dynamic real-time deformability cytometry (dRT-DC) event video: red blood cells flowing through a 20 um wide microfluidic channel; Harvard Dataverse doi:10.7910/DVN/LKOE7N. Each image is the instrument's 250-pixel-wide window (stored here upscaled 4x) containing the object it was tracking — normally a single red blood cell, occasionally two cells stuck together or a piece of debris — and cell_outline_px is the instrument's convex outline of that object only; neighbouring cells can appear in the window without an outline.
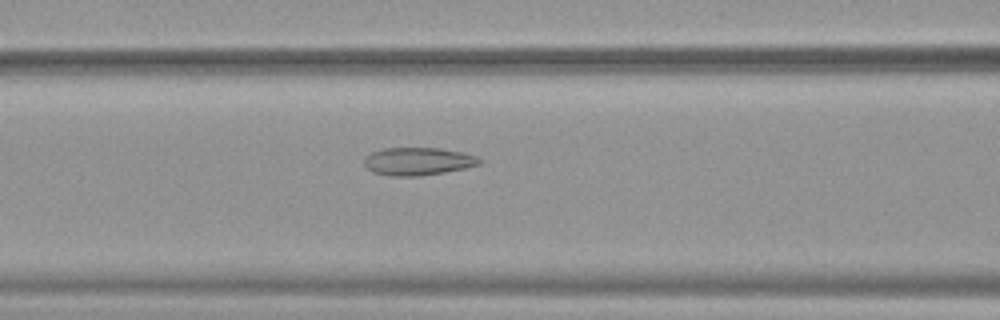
{"species": "common noctule bat (a hibernating species)", "species_latin": "Nyctalus noctula", "temperature_condition": "warm", "stored_images_in_passage": 52, "camera_frame_rate_fps": 3000, "um_per_image_px": 0.085, "animal": {"sex": "female", "body_mass_g": 19.9}, "frame": {"image": 1, "passage_image": 22, "time_ms": 7.0, "image_size_px": [1000, 320], "cell_outline_px": [[484, 160], [480, 164], [464, 168], [444, 172], [420, 176], [388, 176], [372, 172], [364, 164], [364, 160], [372, 152], [384, 148], [440, 148], [464, 152], [476, 156]], "centroid_in_image_um": [35.55, 13.71], "position_along_channel_um": 131.0, "area_um2": 18.73}}
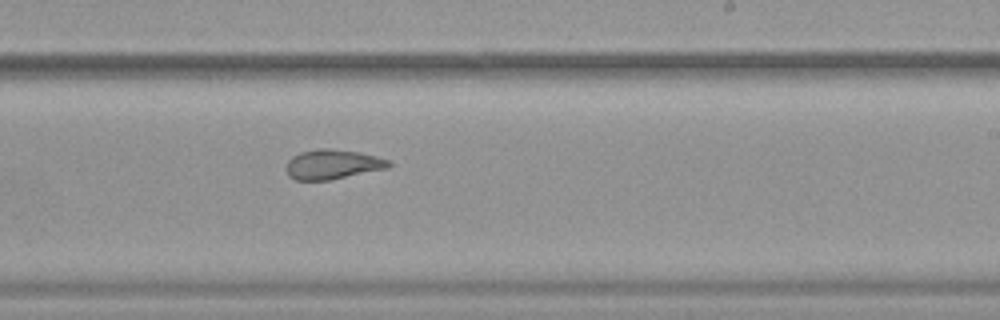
{"frame": {"image": 2, "passage_image": 32, "time_ms": 10.333, "image_size_px": [1000, 320], "cell_outline_px": [[392, 164], [388, 168], [328, 180], [292, 180], [288, 176], [284, 168], [288, 160], [292, 156], [300, 152], [316, 148], [328, 148], [360, 152], [392, 160]], "centroid_in_image_um": [28.24, 13.96], "position_along_channel_um": 260.8, "area_um2": 18.03}}
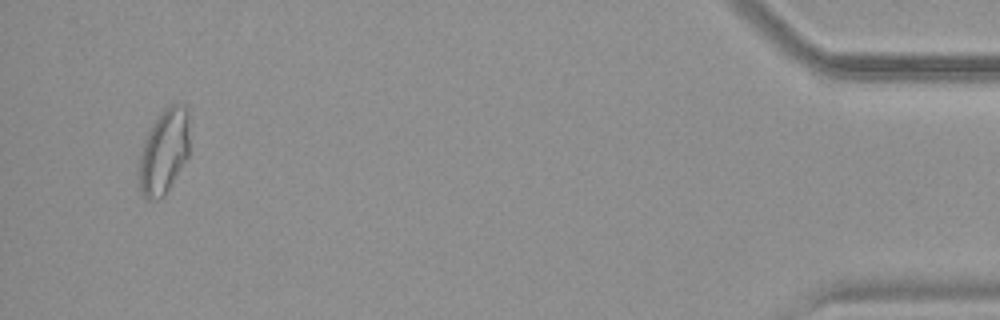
{"frame": {"image": 3, "passage_image": 50, "time_ms": 16.333, "image_size_px": [1000, 320], "cell_outline_px": [[188, 156], [168, 192], [160, 200], [148, 200], [140, 192], [140, 152], [144, 140], [156, 116], [168, 104], [184, 104], [188, 108]], "centroid_in_image_um": [13.95, 12.87], "position_along_channel_um": 421.3, "area_um2": 25.2}, "authors_computed_cell_mechanics": {"area_um2": 22.9755, "velocity_mm_per_s": 3.9107, "shape_relaxation_time_tau1_ms": null, "shape_relaxation_time_tau2_ms": 1.7851, "deformation_change_tau1": null, "deformation_change_tau2": 0.0886}}